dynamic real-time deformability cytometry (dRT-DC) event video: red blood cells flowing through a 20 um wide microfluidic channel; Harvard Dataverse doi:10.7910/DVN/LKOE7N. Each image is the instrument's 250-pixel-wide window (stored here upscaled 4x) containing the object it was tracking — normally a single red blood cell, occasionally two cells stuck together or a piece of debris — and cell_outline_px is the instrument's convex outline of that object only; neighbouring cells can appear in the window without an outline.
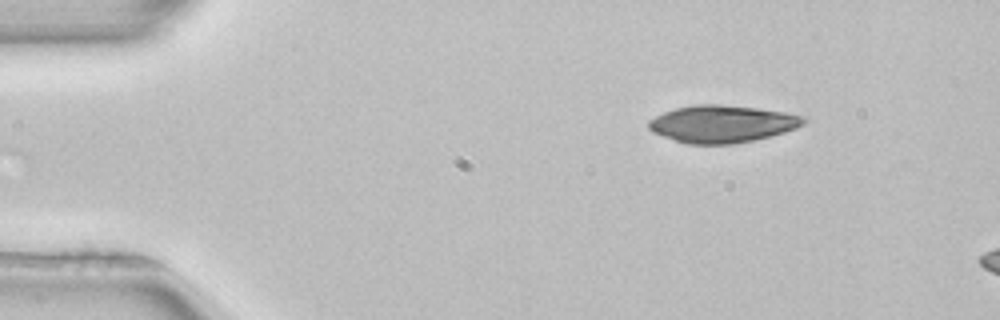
{"species": "common noctule bat (a hibernating species)", "species_latin": "Nyctalus noctula", "temperature_condition": "room temperature", "stored_images_in_passage": 7, "camera_frame_rate_fps": 3000, "um_per_image_px": 0.085, "animal": {"sex": "female", "body_mass_g": 22.7, "forearm_length_mm": 54.2}, "frame": {"image": 1, "passage_image": 1, "time_ms": 0.0, "image_size_px": [1000, 320], "cell_outline_px": [[808, 120], [804, 124], [796, 128], [784, 132], [752, 140], [732, 144], [688, 144], [652, 132], [648, 128], [648, 120], [664, 112], [676, 108], [692, 104], [720, 104], [756, 108], [784, 112], [804, 116]], "centroid_in_image_um": [61.37, 10.52], "position_along_channel_um": 23.6, "area_um2": 33.52}}